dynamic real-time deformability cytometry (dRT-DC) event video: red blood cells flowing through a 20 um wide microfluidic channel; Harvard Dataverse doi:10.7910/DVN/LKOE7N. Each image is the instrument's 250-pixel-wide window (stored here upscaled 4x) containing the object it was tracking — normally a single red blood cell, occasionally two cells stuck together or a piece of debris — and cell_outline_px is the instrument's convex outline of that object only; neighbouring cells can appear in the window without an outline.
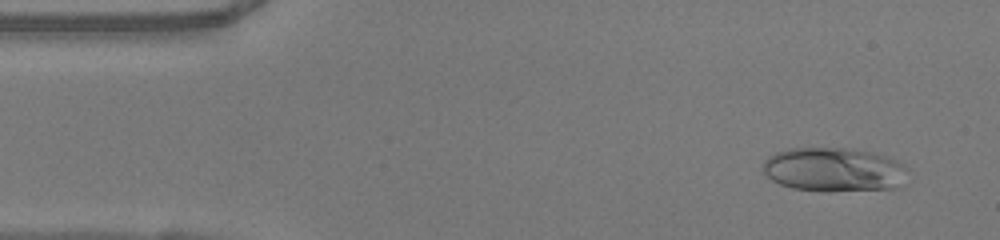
{"species": "human", "species_latin": "Homo sapiens", "temperature_condition": "warm", "stored_images_in_passage": 48, "camera_frame_rate_fps": 3000, "um_per_image_px": 0.085, "donor": {"sex": "female"}, "frame": {"image": 1, "passage_image": 3, "time_ms": 0.667, "image_size_px": [1000, 240], "cell_outline_px": [[900, 164], [896, 188], [824, 192], [792, 188], [780, 184], [772, 180], [764, 172], [764, 160], [768, 156], [776, 152], [788, 148], [844, 148], [868, 152], [884, 156], [896, 160]], "centroid_in_image_um": [70.69, 14.42], "position_along_channel_um": 14.3, "area_um2": 36.13}}
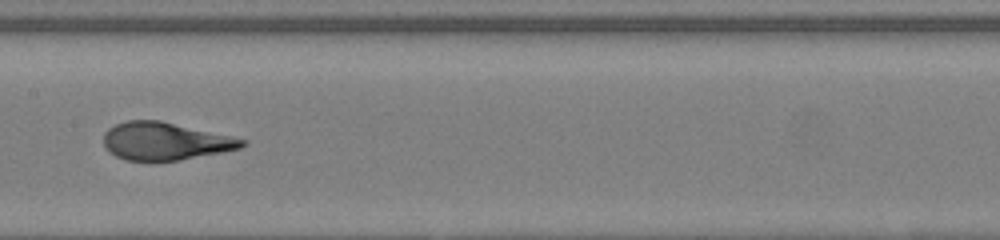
{"frame": {"image": 2, "passage_image": 23, "time_ms": 7.333, "image_size_px": [1000, 240], "cell_outline_px": [[248, 144], [240, 148], [180, 160], [124, 160], [116, 156], [104, 144], [104, 132], [108, 128], [116, 124], [128, 120], [160, 120], [248, 140]], "centroid_in_image_um": [14.04, 11.99], "position_along_channel_um": 193.4, "area_um2": 30.06}}
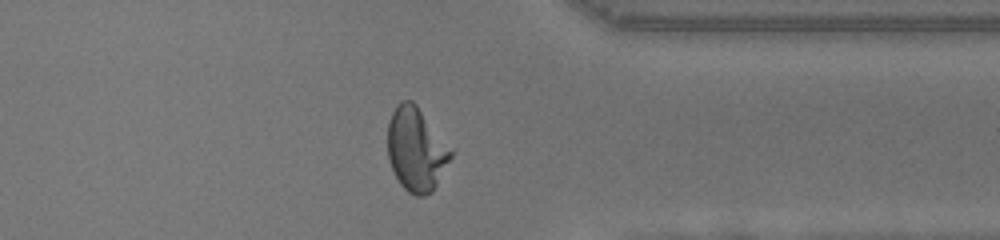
{"frame": {"image": 3, "passage_image": 37, "time_ms": 12.0, "image_size_px": [1000, 240], "cell_outline_px": [[456, 148], [452, 156], [432, 192], [424, 196], [416, 196], [408, 192], [400, 184], [388, 160], [388, 124], [392, 112], [400, 100], [412, 100], [416, 104]], "centroid_in_image_um": [35.43, 12.66], "position_along_channel_um": 376.0, "area_um2": 31.5}, "authors_computed_cell_mechanics": {"area_um2": 31.4721, "velocity_mm_per_s": 4.107, "shape_relaxation_time_tau1_ms": 8.8652, "shape_relaxation_time_tau2_ms": null, "deformation_change_tau1": 0.3709, "deformation_change_tau2": null}}